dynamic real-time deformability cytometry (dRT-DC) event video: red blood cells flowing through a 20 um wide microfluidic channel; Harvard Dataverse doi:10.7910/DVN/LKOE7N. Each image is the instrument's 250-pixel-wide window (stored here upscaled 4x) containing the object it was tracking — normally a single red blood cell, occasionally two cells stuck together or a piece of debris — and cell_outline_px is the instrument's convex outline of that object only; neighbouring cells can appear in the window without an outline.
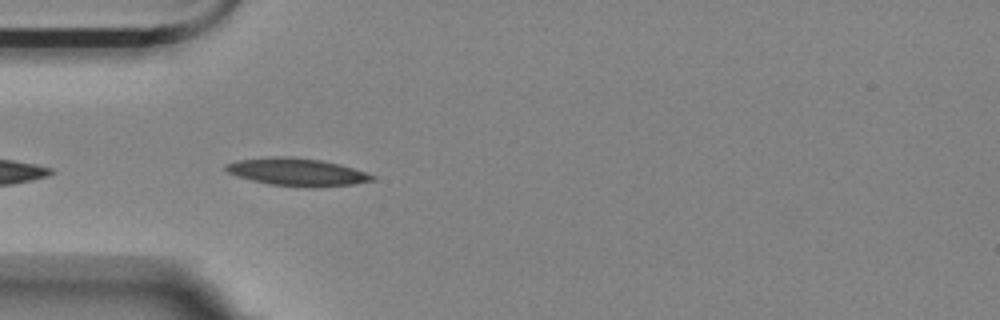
{"species": "Egyptian fruit bat (a non-hibernating species)", "species_latin": "Rousettus aegyptiacus", "temperature_condition": "room temperature", "stored_images_in_passage": 6, "camera_frame_rate_fps": 3000, "um_per_image_px": 0.085, "animal": {"sex": "female"}, "frame": {"image": 1, "passage_image": 5, "time_ms": 1.333, "image_size_px": [1000, 320], "cell_outline_px": [[376, 180], [352, 184], [316, 188], [308, 188], [268, 184], [236, 176], [228, 172], [224, 168], [224, 164], [236, 160], [276, 156], [288, 156], [320, 160], [340, 164], [376, 176]], "centroid_in_image_um": [25.23, 14.63], "position_along_channel_um": 59.8, "area_um2": 23.76}}
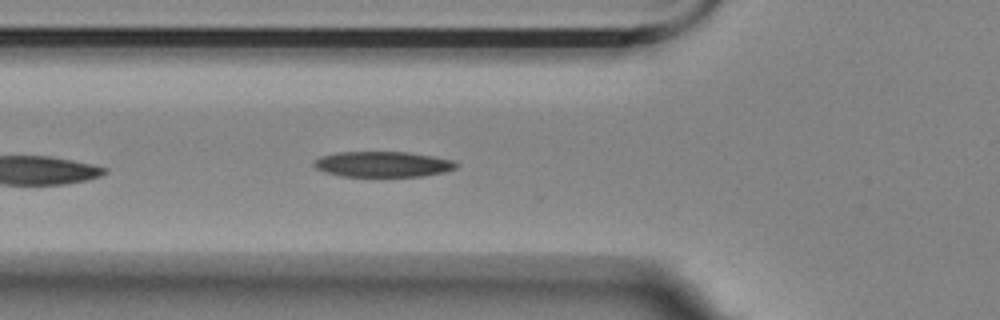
{"frame": {"image": 2, "passage_image": 6, "time_ms": 1.667, "image_size_px": [1000, 320], "cell_outline_px": [[460, 164], [456, 168], [444, 172], [424, 176], [340, 176], [324, 172], [316, 168], [312, 164], [320, 156], [336, 152], [408, 152], [432, 156], [452, 160]], "centroid_in_image_um": [32.53, 13.96], "position_along_channel_um": 93.3, "area_um2": 21.21}}